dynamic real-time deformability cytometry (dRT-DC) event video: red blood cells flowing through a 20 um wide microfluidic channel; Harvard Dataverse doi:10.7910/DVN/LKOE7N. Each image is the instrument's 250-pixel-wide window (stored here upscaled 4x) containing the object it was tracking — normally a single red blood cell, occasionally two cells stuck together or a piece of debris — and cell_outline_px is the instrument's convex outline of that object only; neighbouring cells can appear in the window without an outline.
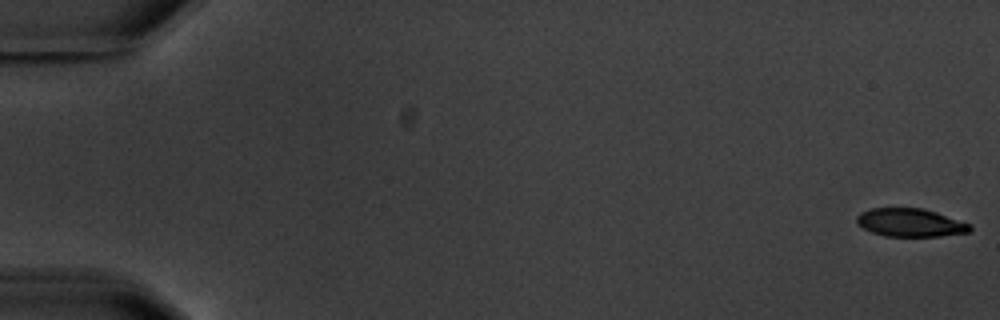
{"species": "common noctule bat (a hibernating species)", "species_latin": "Nyctalus noctula", "temperature_condition": "warm", "stored_images_in_passage": 5, "camera_frame_rate_fps": 3000, "um_per_image_px": 0.085, "animal": {"sex": "male", "body_mass_g": 20.1, "forearm_length_mm": 53.5}, "frame": {"image": 1, "passage_image": 1, "time_ms": 0.0, "image_size_px": [1000, 320], "cell_outline_px": [[972, 228], [968, 232], [940, 236], [884, 236], [872, 232], [856, 224], [856, 216], [860, 212], [872, 208], [924, 208], [972, 224]], "centroid_in_image_um": [77.36, 18.92], "position_along_channel_um": 7.6, "area_um2": 18.67}}
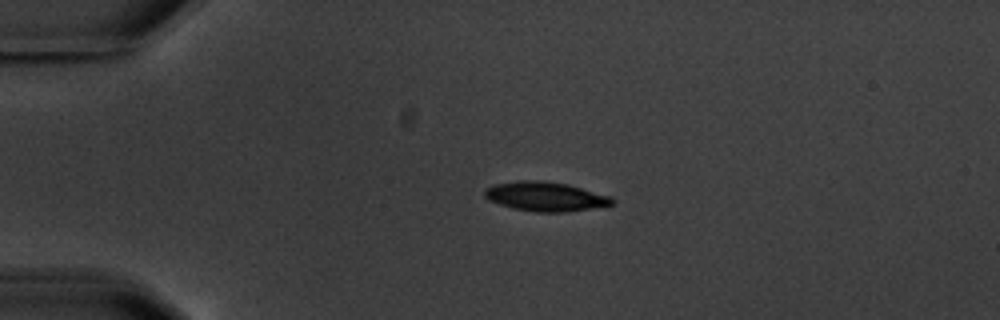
{"frame": {"image": 2, "passage_image": 4, "time_ms": 4.333, "image_size_px": [1000, 320], "cell_outline_px": [[616, 204], [564, 212], [536, 212], [512, 208], [488, 200], [484, 196], [484, 192], [488, 188], [496, 184], [520, 180], [544, 180], [568, 184], [612, 196], [616, 200]], "centroid_in_image_um": [46.41, 16.7], "position_along_channel_um": 38.6, "area_um2": 21.85}}